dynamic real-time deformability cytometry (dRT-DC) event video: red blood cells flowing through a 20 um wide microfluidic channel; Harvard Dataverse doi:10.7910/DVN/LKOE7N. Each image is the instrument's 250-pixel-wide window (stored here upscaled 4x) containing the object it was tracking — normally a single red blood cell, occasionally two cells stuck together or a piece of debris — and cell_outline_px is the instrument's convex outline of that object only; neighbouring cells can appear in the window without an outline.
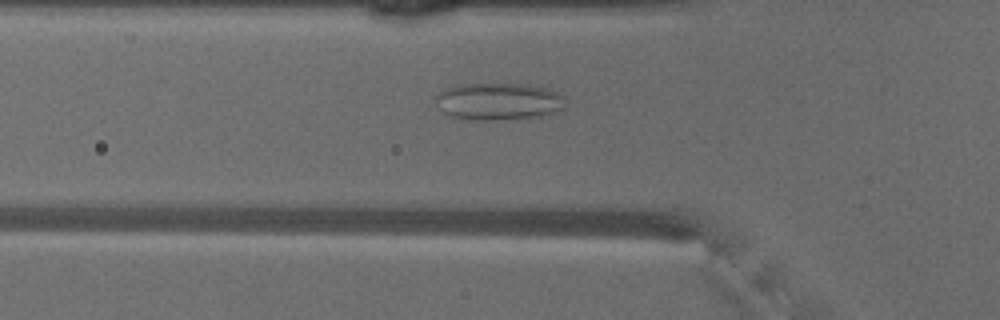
{"species": "common noctule bat (a hibernating species)", "species_latin": "Nyctalus noctula", "temperature_condition": "warm", "stored_images_in_passage": 47, "camera_frame_rate_fps": 3000, "um_per_image_px": 0.085, "animal": {"sex": "male", "body_mass_g": 18.8}, "frame": {"image": 1, "passage_image": 15, "time_ms": 4.667, "image_size_px": [1000, 320], "cell_outline_px": [[568, 108], [528, 120], [472, 120], [448, 116], [444, 112], [436, 100], [436, 96], [440, 92], [448, 88], [460, 84], [540, 84], [564, 96]], "centroid_in_image_um": [42.5, 8.64], "position_along_channel_um": 83.3, "area_um2": 28.9}}
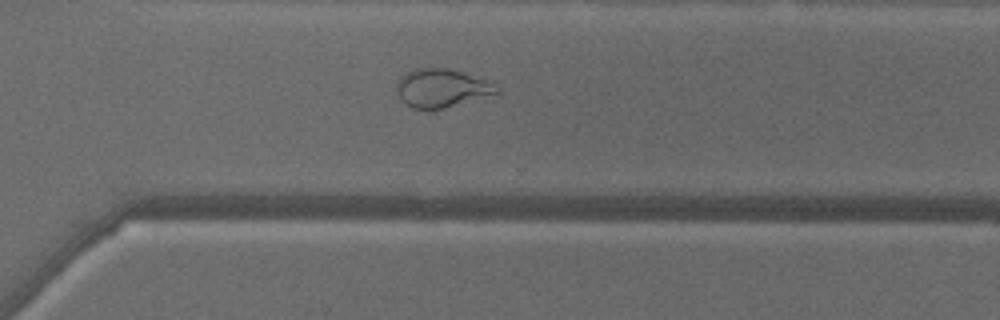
{"frame": {"image": 2, "passage_image": 33, "time_ms": 10.667, "image_size_px": [1000, 320], "cell_outline_px": [[500, 92], [444, 108], [412, 108], [396, 92], [396, 80], [400, 76], [416, 68], [452, 68], [492, 80], [500, 88]], "centroid_in_image_um": [37.59, 7.44], "position_along_channel_um": 333.0, "area_um2": 22.48}}
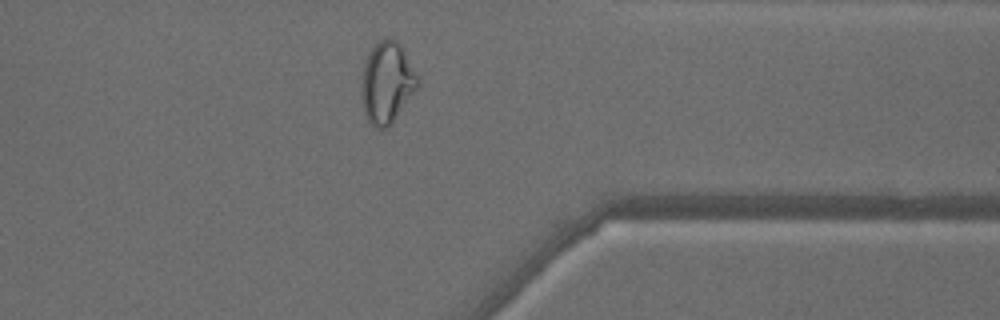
{"frame": {"image": 3, "passage_image": 37, "time_ms": 12.0, "image_size_px": [1000, 320], "cell_outline_px": [[420, 88], [392, 124], [388, 128], [376, 128], [368, 120], [364, 112], [360, 92], [360, 84], [364, 64], [372, 48], [384, 36], [388, 36], [396, 40], [404, 48], [420, 80]], "centroid_in_image_um": [32.93, 7.03], "position_along_channel_um": 378.5, "area_um2": 27.46}, "authors_computed_cell_mechanics": {"area_um2": 28.322, "velocity_mm_per_s": 4.1593, "shape_relaxation_time_tau1_ms": null, "shape_relaxation_time_tau2_ms": 0.8585, "deformation_change_tau1": null, "deformation_change_tau2": 0.0837}}